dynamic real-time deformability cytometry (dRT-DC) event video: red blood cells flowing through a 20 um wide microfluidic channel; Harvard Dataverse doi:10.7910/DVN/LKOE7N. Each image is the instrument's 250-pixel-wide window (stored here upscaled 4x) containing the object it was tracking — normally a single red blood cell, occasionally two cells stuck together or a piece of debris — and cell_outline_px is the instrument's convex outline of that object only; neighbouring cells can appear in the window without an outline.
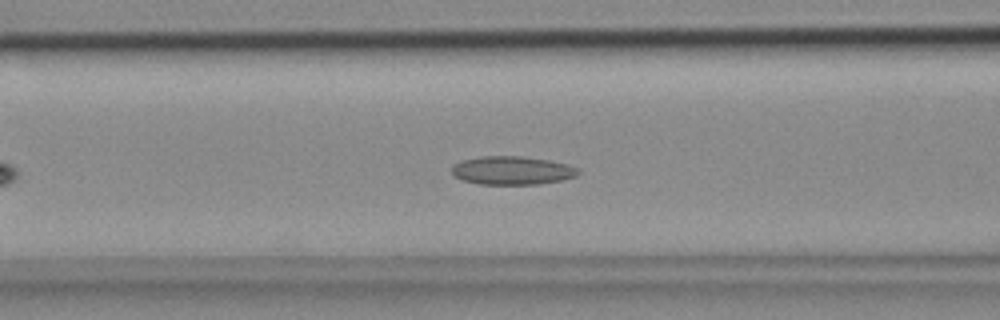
{"species": "common noctule bat (a hibernating species)", "species_latin": "Nyctalus noctula", "temperature_condition": "cold", "stored_images_in_passage": 43, "segment_of_instrument_passage": [1, 2], "camera_frame_rate_fps": 3000, "um_per_image_px": 0.085, "animal": {"sex": "female", "body_mass_g": 18.4}, "frame": {"image": 1, "passage_image": 9, "time_ms": 2.667, "image_size_px": [1000, 320], "cell_outline_px": [[580, 172], [576, 176], [560, 180], [536, 184], [480, 184], [460, 180], [452, 176], [452, 164], [460, 160], [484, 156], [520, 156], [548, 160], [568, 164], [580, 168]], "centroid_in_image_um": [43.49, 14.48], "position_along_channel_um": 123.1, "area_um2": 21.1}}
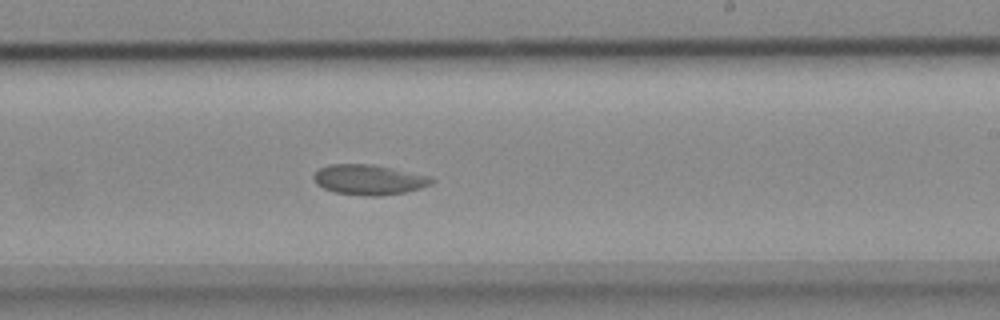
{"frame": {"image": 2, "passage_image": 20, "time_ms": 6.333, "image_size_px": [1000, 320], "cell_outline_px": [[436, 180], [432, 184], [420, 188], [404, 192], [380, 196], [368, 196], [332, 192], [316, 184], [312, 176], [320, 168], [328, 164], [372, 164], [432, 176]], "centroid_in_image_um": [31.37, 15.27], "position_along_channel_um": 257.6, "area_um2": 20.87}}
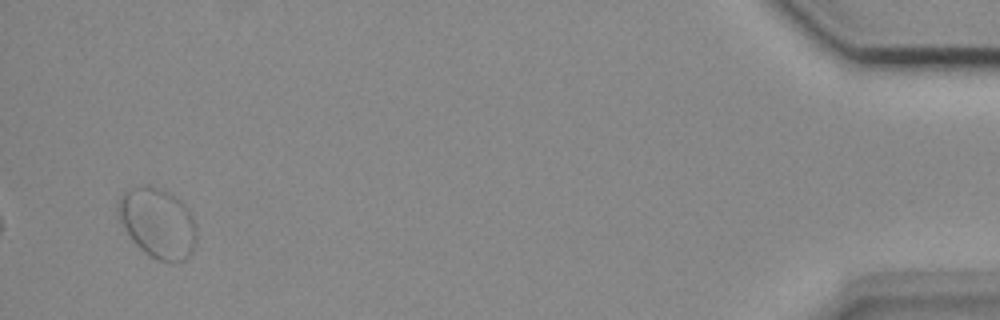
{"frame": {"image": 3, "passage_image": 40, "time_ms": 13.0, "image_size_px": [1000, 320], "cell_outline_px": [[196, 240], [192, 252], [184, 260], [172, 264], [156, 260], [148, 256], [132, 240], [120, 220], [116, 208], [116, 204], [120, 196], [128, 188], [144, 184], [148, 184], [164, 188], [172, 192], [188, 208], [196, 224]], "centroid_in_image_um": [13.41, 18.93], "position_along_channel_um": 421.8, "area_um2": 32.83}}